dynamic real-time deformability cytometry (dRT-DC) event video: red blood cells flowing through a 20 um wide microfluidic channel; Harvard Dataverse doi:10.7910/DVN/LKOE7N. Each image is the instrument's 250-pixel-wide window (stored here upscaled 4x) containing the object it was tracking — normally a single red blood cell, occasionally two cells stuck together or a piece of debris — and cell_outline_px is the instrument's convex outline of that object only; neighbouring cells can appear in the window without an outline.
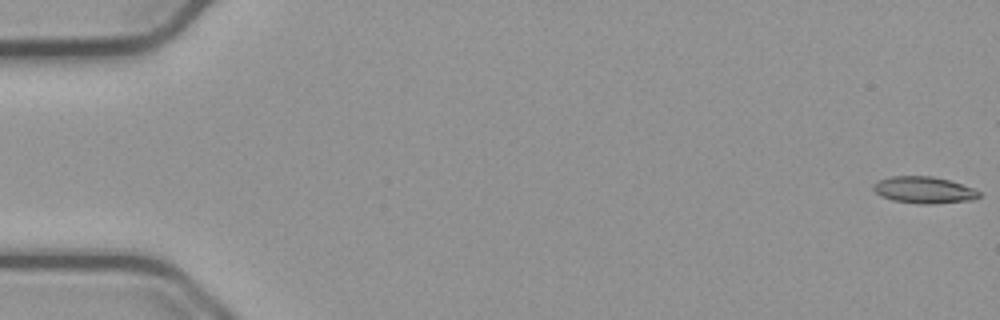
{"species": "common noctule bat (a hibernating species)", "species_latin": "Nyctalus noctula", "temperature_condition": "cold", "stored_images_in_passage": 18, "camera_frame_rate_fps": 3000, "um_per_image_px": 0.085, "animal": {"sex": "male", "body_mass_g": 23.1, "forearm_length_mm": 52.7}, "frame": {"image": 1, "passage_image": 1, "time_ms": 0.0, "image_size_px": [1000, 320], "cell_outline_px": [[980, 196], [972, 200], [932, 204], [916, 204], [892, 200], [880, 196], [872, 188], [880, 180], [892, 176], [932, 176], [948, 180], [972, 188], [980, 192]], "centroid_in_image_um": [78.53, 16.16], "position_along_channel_um": 6.5, "area_um2": 16.3}}